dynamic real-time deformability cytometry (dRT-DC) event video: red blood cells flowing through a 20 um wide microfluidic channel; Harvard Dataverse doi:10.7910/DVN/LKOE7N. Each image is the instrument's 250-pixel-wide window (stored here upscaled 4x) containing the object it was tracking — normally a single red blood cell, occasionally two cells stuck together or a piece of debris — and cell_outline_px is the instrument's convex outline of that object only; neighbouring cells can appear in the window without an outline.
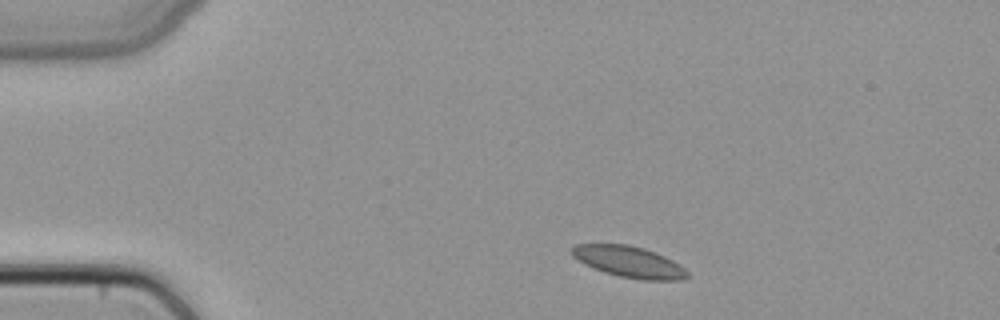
{"species": "common noctule bat (a hibernating species)", "species_latin": "Nyctalus noctula", "temperature_condition": "cold", "stored_images_in_passage": 3, "camera_frame_rate_fps": 3000, "um_per_image_px": 0.085, "animal": {"sex": "female", "body_mass_g": 22.7, "forearm_length_mm": 54.2}, "frame": {"image": 1, "passage_image": 1, "time_ms": 0.0, "image_size_px": [1000, 320], "cell_outline_px": [[688, 276], [680, 280], [640, 280], [620, 276], [604, 272], [584, 264], [572, 256], [572, 248], [576, 244], [628, 244], [644, 248], [656, 252], [672, 260], [684, 268], [688, 272]], "centroid_in_image_um": [53.46, 22.25], "position_along_channel_um": 31.5, "area_um2": 20.92}}
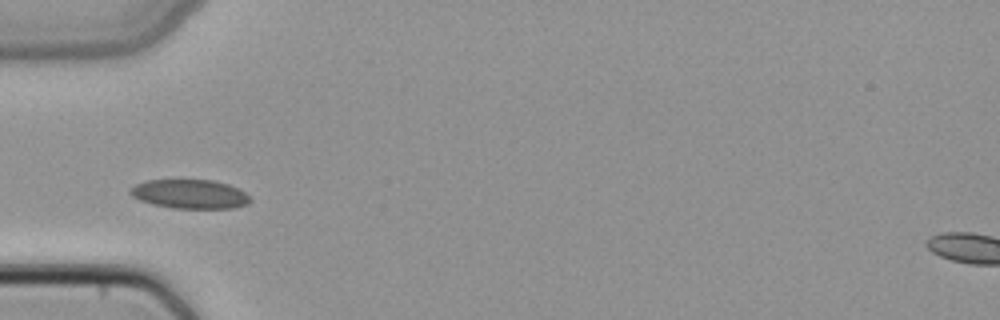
{"frame": {"image": 2, "passage_image": 3, "time_ms": 0.667, "image_size_px": [1000, 320], "cell_outline_px": [[252, 200], [248, 204], [232, 208], [172, 208], [152, 204], [140, 200], [132, 196], [128, 192], [128, 188], [144, 180], [212, 180], [228, 184], [244, 192]], "centroid_in_image_um": [16.09, 16.49], "position_along_channel_um": 68.9, "area_um2": 20.35}}